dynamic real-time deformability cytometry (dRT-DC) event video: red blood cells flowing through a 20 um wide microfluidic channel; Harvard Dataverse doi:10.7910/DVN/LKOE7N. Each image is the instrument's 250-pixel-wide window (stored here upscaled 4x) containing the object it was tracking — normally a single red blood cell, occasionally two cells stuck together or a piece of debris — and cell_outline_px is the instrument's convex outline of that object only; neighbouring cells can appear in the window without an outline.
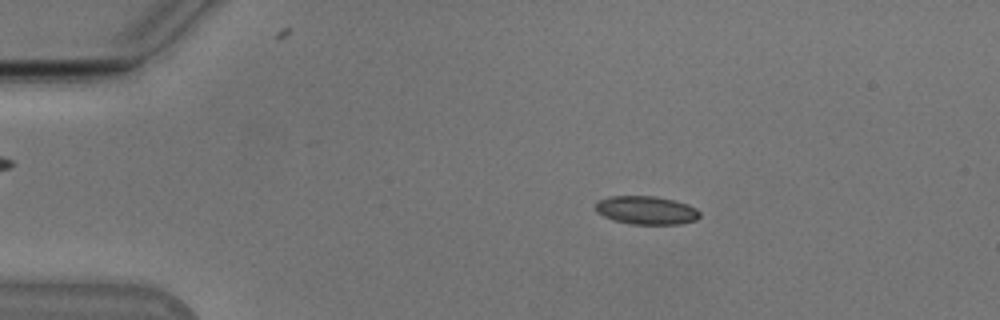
{"species": "Egyptian fruit bat (a non-hibernating species)", "species_latin": "Rousettus aegyptiacus", "temperature_condition": "cold", "stored_images_in_passage": 53, "camera_frame_rate_fps": 3000, "um_per_image_px": 0.085, "animal": {"sex": "male"}, "frame": {"image": 1, "passage_image": 10, "time_ms": 3.0, "image_size_px": [1000, 320], "cell_outline_px": [[700, 216], [696, 220], [680, 224], [632, 224], [616, 220], [604, 216], [596, 212], [596, 200], [608, 196], [656, 196], [688, 204], [696, 208], [700, 212]], "centroid_in_image_um": [54.94, 17.86], "position_along_channel_um": 30.1, "area_um2": 17.22}}
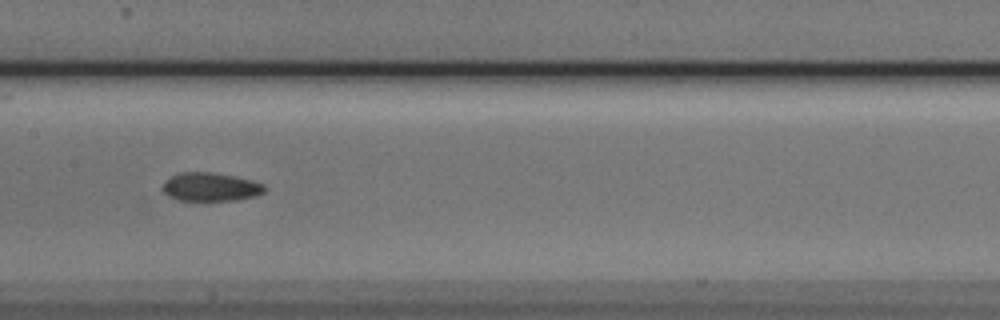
{"frame": {"image": 2, "passage_image": 27, "time_ms": 8.667, "image_size_px": [1000, 320], "cell_outline_px": [[268, 188], [264, 192], [256, 196], [236, 200], [180, 200], [168, 196], [160, 188], [172, 176], [180, 172], [212, 172], [236, 176], [252, 180], [264, 184]], "centroid_in_image_um": [17.94, 15.88], "position_along_channel_um": 189.5, "area_um2": 16.99}}
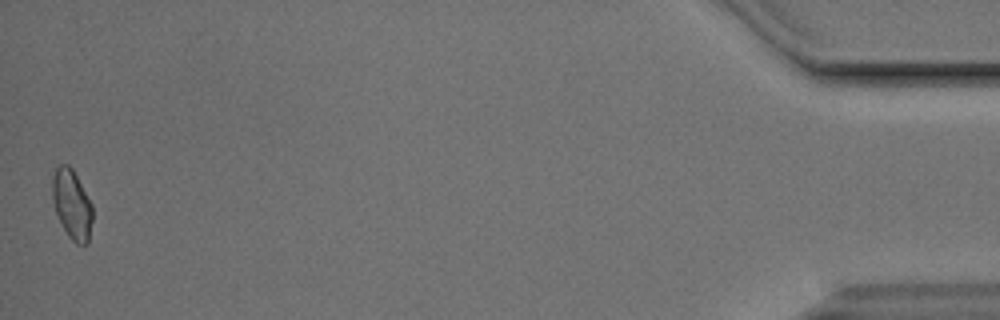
{"frame": {"image": 3, "passage_image": 53, "time_ms": 17.333, "image_size_px": [1000, 320], "cell_outline_px": [[92, 220], [88, 244], [76, 244], [68, 236], [56, 212], [52, 200], [52, 176], [56, 168], [60, 164], [68, 164], [72, 168], [92, 204]], "centroid_in_image_um": [6.11, 17.36], "position_along_channel_um": 429.1, "area_um2": 16.18}, "authors_computed_cell_mechanics": {"area_um2": 16.7042, "velocity_mm_per_s": 3.8389, "shape_relaxation_time_tau1_ms": 8.2917, "shape_relaxation_time_tau2_ms": 3.4729, "deformation_change_tau1": 0.14, "deformation_change_tau2": 0.0784}}